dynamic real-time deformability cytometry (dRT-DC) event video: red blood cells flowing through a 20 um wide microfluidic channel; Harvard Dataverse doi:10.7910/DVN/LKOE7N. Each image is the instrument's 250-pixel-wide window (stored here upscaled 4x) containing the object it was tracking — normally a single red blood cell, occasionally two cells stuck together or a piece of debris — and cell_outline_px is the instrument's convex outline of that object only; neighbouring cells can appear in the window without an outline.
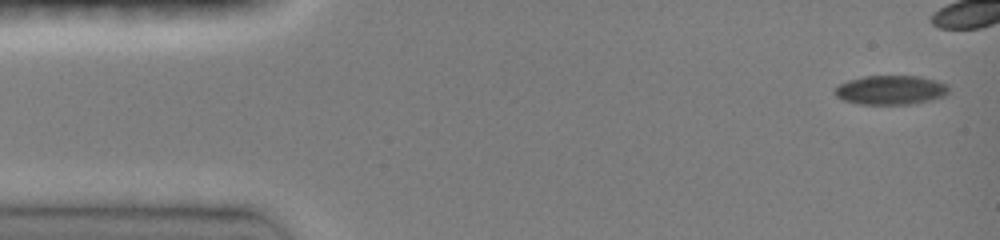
{"species": "common noctule bat (a hibernating species)", "species_latin": "Nyctalus noctula", "temperature_condition": "room temperature", "stored_images_in_passage": 3, "camera_frame_rate_fps": 3000, "um_per_image_px": 0.085, "animal": {"sex": "female", "body_mass_g": 19.0, "forearm_length_mm": 51.5}, "frame": {"image": 1, "passage_image": 1, "time_ms": 0.0, "image_size_px": [1000, 240], "cell_outline_px": [[948, 92], [944, 96], [932, 100], [912, 104], [860, 104], [844, 100], [836, 96], [836, 88], [840, 84], [848, 80], [864, 76], [920, 76], [936, 80], [948, 84]], "centroid_in_image_um": [75.75, 7.65], "position_along_channel_um": 9.2, "area_um2": 19.36}}